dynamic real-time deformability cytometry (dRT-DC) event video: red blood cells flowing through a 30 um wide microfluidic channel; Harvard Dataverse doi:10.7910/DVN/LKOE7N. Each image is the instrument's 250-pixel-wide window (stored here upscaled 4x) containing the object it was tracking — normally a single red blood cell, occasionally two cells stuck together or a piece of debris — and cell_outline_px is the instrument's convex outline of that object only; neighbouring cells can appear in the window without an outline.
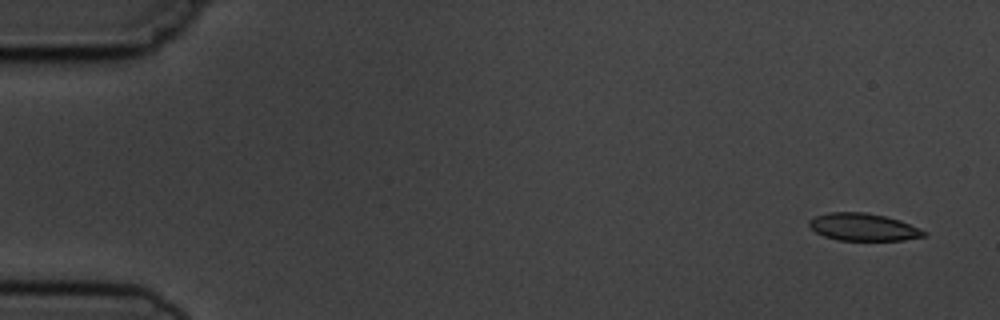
{"species": "common noctule bat (a hibernating species)", "species_latin": "Nyctalus noctula", "temperature_condition": "cold", "stored_images_in_passage": 6, "camera_frame_rate_fps": 3000, "um_per_image_px": 0.085, "animal": {"sex": "male", "body_mass_g": 19.5, "forearm_length_mm": 54.6}, "frame": {"image": 1, "passage_image": 1, "time_ms": 0.0, "image_size_px": [1000, 320], "cell_outline_px": [[928, 236], [904, 240], [836, 240], [824, 236], [816, 232], [808, 224], [808, 220], [816, 216], [828, 212], [864, 212], [884, 216], [900, 220], [920, 228], [928, 232]], "centroid_in_image_um": [73.41, 19.3], "position_along_channel_um": 11.6, "area_um2": 18.44}}
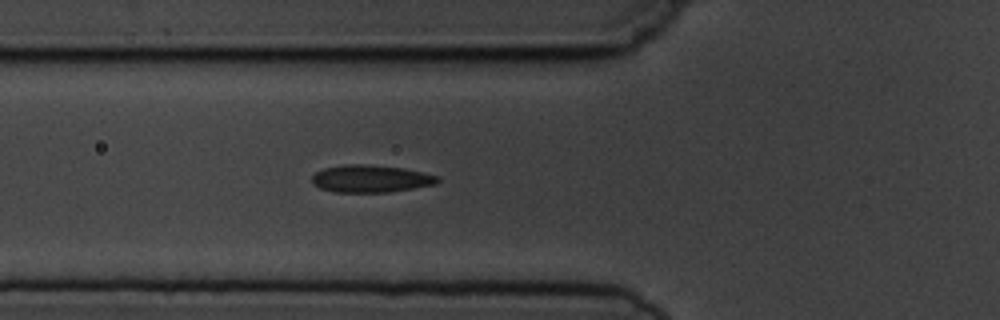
{"frame": {"image": 2, "passage_image": 6, "time_ms": 5.667, "image_size_px": [1000, 320], "cell_outline_px": [[440, 180], [436, 184], [388, 192], [332, 192], [320, 188], [312, 184], [312, 176], [316, 172], [324, 168], [344, 164], [368, 164], [404, 168], [440, 176]], "centroid_in_image_um": [31.5, 15.18], "position_along_channel_um": 94.3, "area_um2": 20.17}}